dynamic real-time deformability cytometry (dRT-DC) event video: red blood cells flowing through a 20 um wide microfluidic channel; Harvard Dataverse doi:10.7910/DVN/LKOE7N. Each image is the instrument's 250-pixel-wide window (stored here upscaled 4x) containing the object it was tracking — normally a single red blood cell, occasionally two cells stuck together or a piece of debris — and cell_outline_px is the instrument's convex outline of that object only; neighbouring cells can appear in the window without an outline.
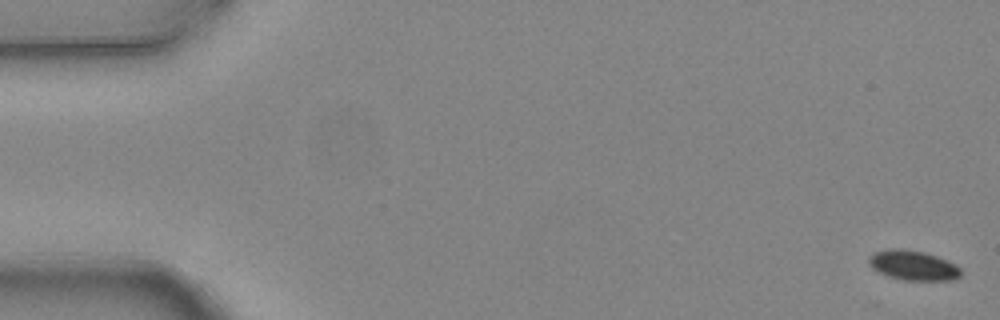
{"species": "common noctule bat (a hibernating species)", "species_latin": "Nyctalus noctula", "temperature_condition": "warm", "stored_images_in_passage": 6, "camera_frame_rate_fps": 3000, "um_per_image_px": 0.085, "animal": {"sex": "female", "body_mass_g": 24.6, "forearm_length_mm": 56.2}, "frame": {"image": 1, "passage_image": 1, "time_ms": 0.0, "image_size_px": [1000, 320], "cell_outline_px": [[960, 276], [952, 280], [904, 280], [888, 276], [872, 268], [868, 264], [868, 256], [876, 252], [888, 248], [904, 248], [924, 252], [936, 256], [956, 264], [960, 268]], "centroid_in_image_um": [77.59, 22.54], "position_along_channel_um": 7.4, "area_um2": 16.01}}